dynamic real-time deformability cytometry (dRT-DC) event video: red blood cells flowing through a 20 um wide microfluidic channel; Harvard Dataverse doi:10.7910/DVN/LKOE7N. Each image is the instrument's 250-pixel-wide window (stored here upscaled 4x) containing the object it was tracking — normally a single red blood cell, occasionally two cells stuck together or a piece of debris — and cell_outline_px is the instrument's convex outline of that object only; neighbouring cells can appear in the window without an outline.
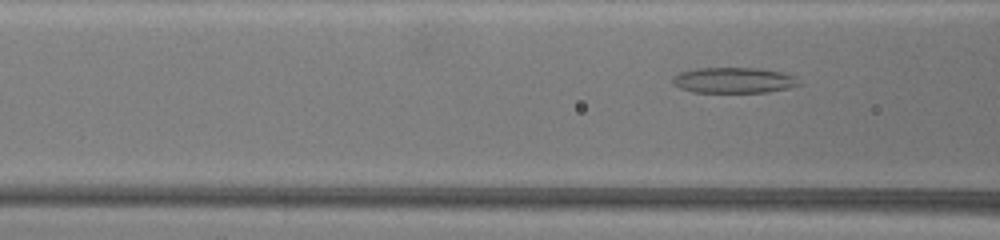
{"species": "common noctule bat (a hibernating species)", "species_latin": "Nyctalus noctula", "temperature_condition": "warm", "stored_images_in_passage": 11, "camera_frame_rate_fps": 3000, "um_per_image_px": 0.085, "animal": {"sex": "female", "body_mass_g": 19.5, "forearm_length_mm": 54.1}, "frame": {"image": 1, "passage_image": 8, "time_ms": 2.333, "image_size_px": [1000, 240], "cell_outline_px": [[800, 84], [788, 88], [768, 92], [692, 92], [680, 88], [672, 84], [672, 76], [680, 72], [696, 68], [760, 68], [780, 72], [796, 76]], "centroid_in_image_um": [62.34, 6.82], "position_along_channel_um": 104.3, "area_um2": 18.96}}